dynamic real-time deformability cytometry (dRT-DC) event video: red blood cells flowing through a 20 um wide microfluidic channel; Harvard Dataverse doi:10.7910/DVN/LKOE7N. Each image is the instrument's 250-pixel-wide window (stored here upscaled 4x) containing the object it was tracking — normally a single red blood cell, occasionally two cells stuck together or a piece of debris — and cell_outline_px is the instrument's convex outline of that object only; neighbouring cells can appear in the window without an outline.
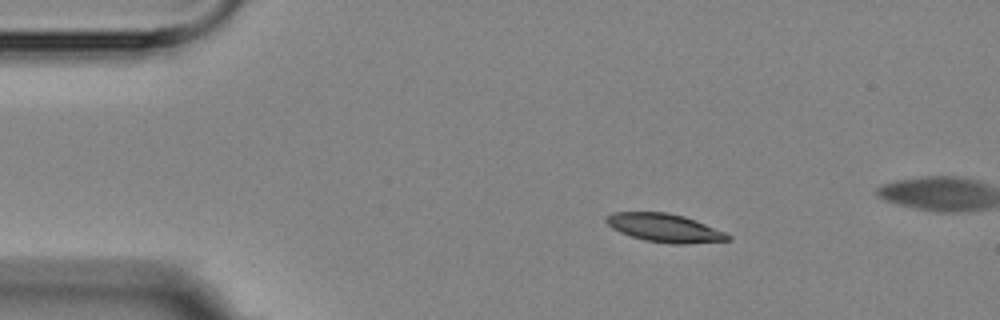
{"species": "Egyptian fruit bat (a non-hibernating species)", "species_latin": "Rousettus aegyptiacus", "temperature_condition": "room temperature", "stored_images_in_passage": 3, "camera_frame_rate_fps": 3000, "um_per_image_px": 0.085, "animal": {"sex": "female"}, "frame": {"image": 1, "passage_image": 1, "time_ms": 0.0, "image_size_px": [1000, 320], "cell_outline_px": [[732, 240], [684, 244], [668, 244], [644, 240], [620, 232], [612, 228], [604, 220], [604, 216], [612, 212], [668, 212], [684, 216], [724, 232], [732, 236]], "centroid_in_image_um": [56.46, 19.37], "position_along_channel_um": 28.5, "area_um2": 20.11}}